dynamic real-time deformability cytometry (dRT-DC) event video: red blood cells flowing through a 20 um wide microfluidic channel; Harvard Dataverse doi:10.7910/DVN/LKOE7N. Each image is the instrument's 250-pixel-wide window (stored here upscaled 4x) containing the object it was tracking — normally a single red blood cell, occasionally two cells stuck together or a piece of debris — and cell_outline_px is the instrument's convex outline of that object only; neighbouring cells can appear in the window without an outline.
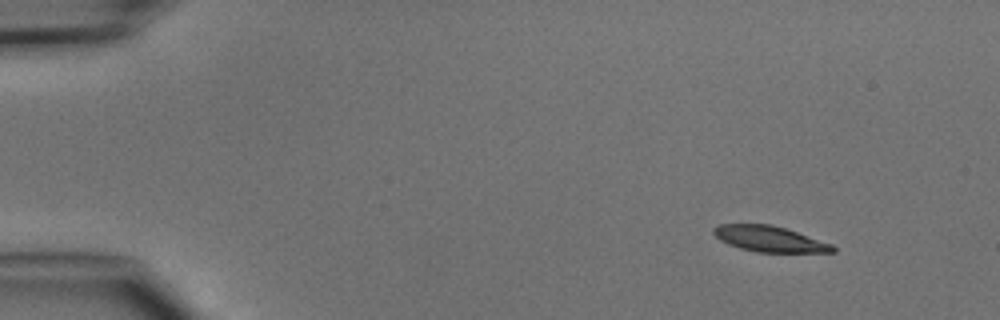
{"species": "common noctule bat (a hibernating species)", "species_latin": "Nyctalus noctula", "temperature_condition": "cold", "stored_images_in_passage": 44, "camera_frame_rate_fps": 3000, "um_per_image_px": 0.085, "animal": {"sex": "male", "body_mass_g": 15.6}, "frame": {"image": 1, "passage_image": 1, "time_ms": 0.0, "image_size_px": [1000, 320], "cell_outline_px": [[836, 252], [756, 252], [740, 248], [728, 244], [720, 240], [712, 232], [712, 228], [720, 224], [772, 224], [832, 244], [836, 248]], "centroid_in_image_um": [65.38, 20.31], "position_along_channel_um": 19.6, "area_um2": 17.74}}
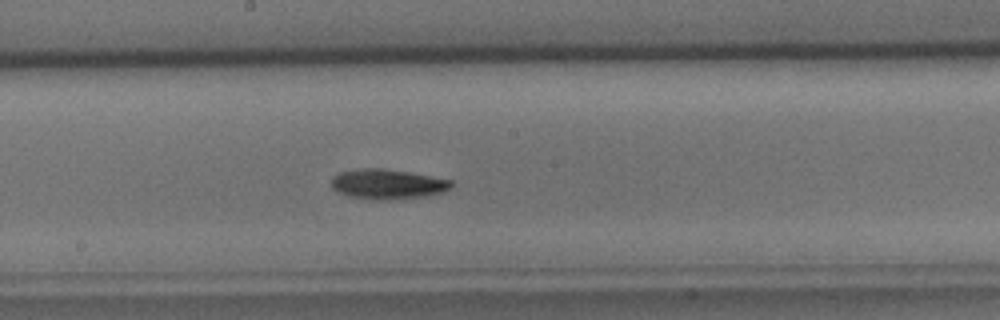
{"frame": {"image": 2, "passage_image": 22, "time_ms": 7.0, "image_size_px": [1000, 320], "cell_outline_px": [[452, 184], [444, 192], [428, 196], [396, 200], [376, 200], [348, 196], [332, 188], [332, 176], [340, 172], [360, 168], [384, 168], [408, 172], [452, 180]], "centroid_in_image_um": [32.94, 15.66], "position_along_channel_um": 215.3, "area_um2": 21.04}}
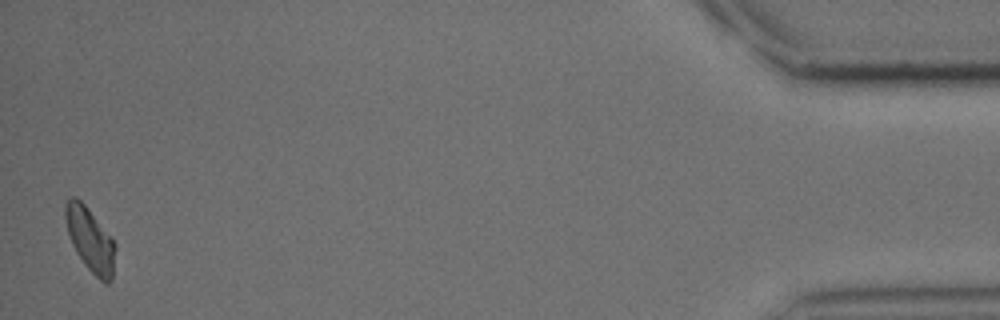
{"frame": {"image": 3, "passage_image": 43, "time_ms": 14.0, "image_size_px": [1000, 320], "cell_outline_px": [[116, 248], [112, 280], [108, 284], [104, 284], [84, 264], [76, 252], [72, 244], [68, 232], [64, 216], [64, 204], [68, 196], [76, 196], [88, 208], [112, 236], [116, 244]], "centroid_in_image_um": [7.67, 20.35], "position_along_channel_um": 427.5, "area_um2": 18.96}}